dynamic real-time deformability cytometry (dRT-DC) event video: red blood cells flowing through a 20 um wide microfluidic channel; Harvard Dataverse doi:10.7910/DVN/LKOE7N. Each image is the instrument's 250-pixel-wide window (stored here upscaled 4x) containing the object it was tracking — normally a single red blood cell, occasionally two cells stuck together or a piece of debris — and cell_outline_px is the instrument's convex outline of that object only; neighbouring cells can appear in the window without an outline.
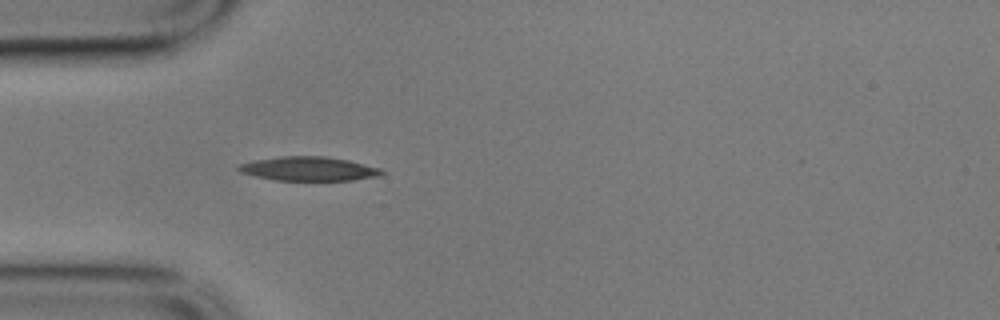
{"species": "common noctule bat (a hibernating species)", "species_latin": "Nyctalus noctula", "temperature_condition": "cold", "stored_images_in_passage": 41, "camera_frame_rate_fps": 3000, "um_per_image_px": 0.085, "animal": {"sex": "male", "body_mass_g": 17.9}, "frame": {"image": 1, "passage_image": 1, "time_ms": 0.0, "image_size_px": [1000, 320], "cell_outline_px": [[384, 176], [352, 180], [272, 180], [240, 172], [236, 168], [240, 164], [252, 160], [280, 156], [324, 156], [348, 160], [380, 168], [384, 172]], "centroid_in_image_um": [26.25, 14.34], "position_along_channel_um": 58.8, "area_um2": 20.17}}
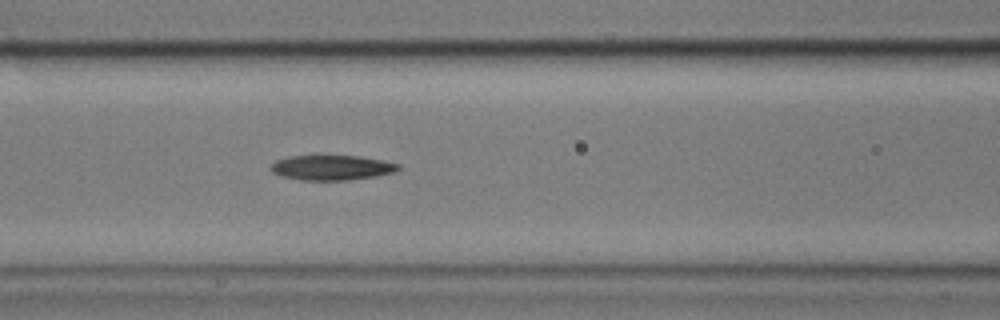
{"frame": {"image": 2, "passage_image": 8, "time_ms": 2.333, "image_size_px": [1000, 320], "cell_outline_px": [[400, 168], [396, 172], [376, 176], [348, 180], [300, 180], [280, 176], [272, 172], [268, 168], [276, 160], [288, 156], [316, 152], [320, 152], [360, 156], [400, 164]], "centroid_in_image_um": [28.13, 14.19], "position_along_channel_um": 138.5, "area_um2": 19.71}}